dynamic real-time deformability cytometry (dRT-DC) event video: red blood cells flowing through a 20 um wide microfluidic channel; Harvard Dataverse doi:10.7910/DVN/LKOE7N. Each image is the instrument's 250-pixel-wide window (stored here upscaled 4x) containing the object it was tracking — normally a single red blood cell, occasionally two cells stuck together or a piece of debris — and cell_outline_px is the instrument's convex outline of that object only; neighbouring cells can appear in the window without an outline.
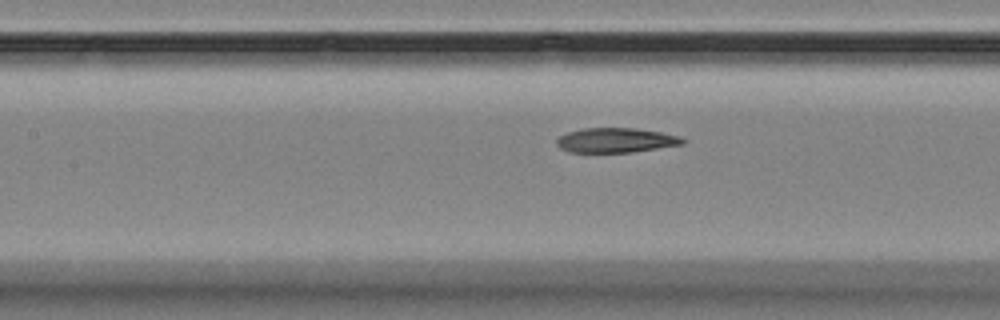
{"species": "Egyptian fruit bat (a non-hibernating species)", "species_latin": "Rousettus aegyptiacus", "temperature_condition": "room temperature", "stored_images_in_passage": 9, "camera_frame_rate_fps": 3000, "um_per_image_px": 0.085, "animal": {"sex": "female"}, "frame": {"image": 1, "passage_image": 9, "time_ms": 9.667, "image_size_px": [1000, 320], "cell_outline_px": [[688, 140], [684, 144], [632, 152], [568, 152], [560, 148], [556, 144], [556, 140], [560, 136], [568, 132], [584, 128], [636, 128], [660, 132], [680, 136]], "centroid_in_image_um": [52.37, 11.92], "position_along_channel_um": 155.0, "area_um2": 18.15}}